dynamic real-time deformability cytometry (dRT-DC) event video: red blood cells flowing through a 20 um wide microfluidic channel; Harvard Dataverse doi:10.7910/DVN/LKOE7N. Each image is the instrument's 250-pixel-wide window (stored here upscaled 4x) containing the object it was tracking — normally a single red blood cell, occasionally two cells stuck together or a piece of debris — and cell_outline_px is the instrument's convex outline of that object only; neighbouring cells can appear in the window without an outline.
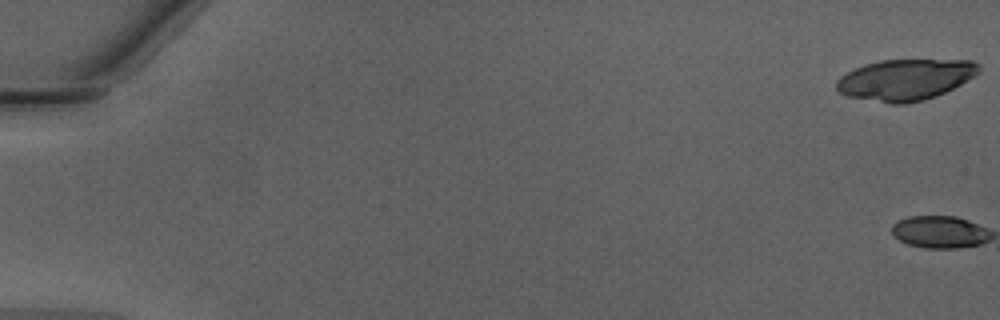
{"species": "Egyptian fruit bat (a non-hibernating species)", "species_latin": "Rousettus aegyptiacus", "temperature_condition": "warm", "stored_images_in_passage": 2, "camera_frame_rate_fps": 3000, "um_per_image_px": 0.085, "animal": {"sex": "male"}, "frame": {"image": 1, "passage_image": 1, "time_ms": 0.0, "image_size_px": [1000, 320], "cell_outline_px": [[980, 72], [976, 76], [936, 96], [924, 100], [904, 104], [892, 104], [848, 96], [840, 92], [836, 88], [836, 80], [840, 76], [864, 64], [880, 60], [972, 60], [980, 64]], "centroid_in_image_um": [76.97, 6.76], "position_along_channel_um": 8.0, "area_um2": 34.04}}